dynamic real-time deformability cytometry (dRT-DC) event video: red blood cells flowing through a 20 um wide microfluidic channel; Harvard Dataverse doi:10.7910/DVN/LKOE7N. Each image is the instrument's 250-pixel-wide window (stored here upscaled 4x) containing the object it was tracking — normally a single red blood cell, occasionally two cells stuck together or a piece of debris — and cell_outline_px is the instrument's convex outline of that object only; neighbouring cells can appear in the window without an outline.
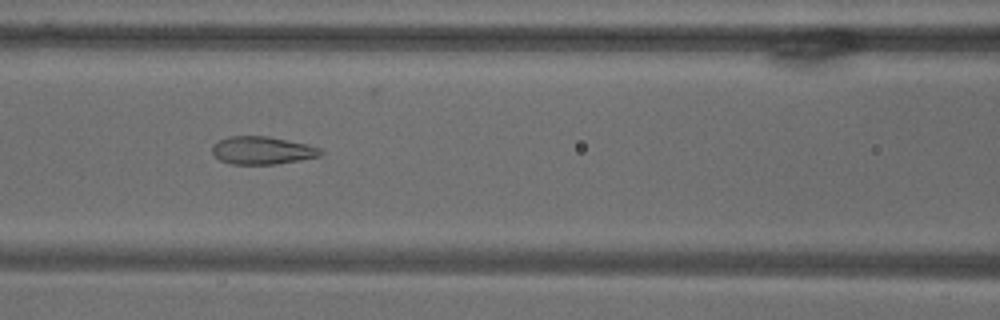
{"species": "common noctule bat (a hibernating species)", "species_latin": "Nyctalus noctula", "temperature_condition": "warm", "stored_images_in_passage": 10, "camera_frame_rate_fps": 3000, "um_per_image_px": 0.085, "animal": {"sex": "male", "body_mass_g": 18.8}, "frame": {"image": 1, "passage_image": 9, "time_ms": 10.333, "image_size_px": [1000, 320], "cell_outline_px": [[324, 152], [320, 156], [300, 160], [276, 164], [232, 164], [220, 160], [212, 152], [212, 144], [228, 136], [268, 136], [308, 144], [320, 148]], "centroid_in_image_um": [22.3, 12.78], "position_along_channel_um": 144.3, "area_um2": 17.63}}